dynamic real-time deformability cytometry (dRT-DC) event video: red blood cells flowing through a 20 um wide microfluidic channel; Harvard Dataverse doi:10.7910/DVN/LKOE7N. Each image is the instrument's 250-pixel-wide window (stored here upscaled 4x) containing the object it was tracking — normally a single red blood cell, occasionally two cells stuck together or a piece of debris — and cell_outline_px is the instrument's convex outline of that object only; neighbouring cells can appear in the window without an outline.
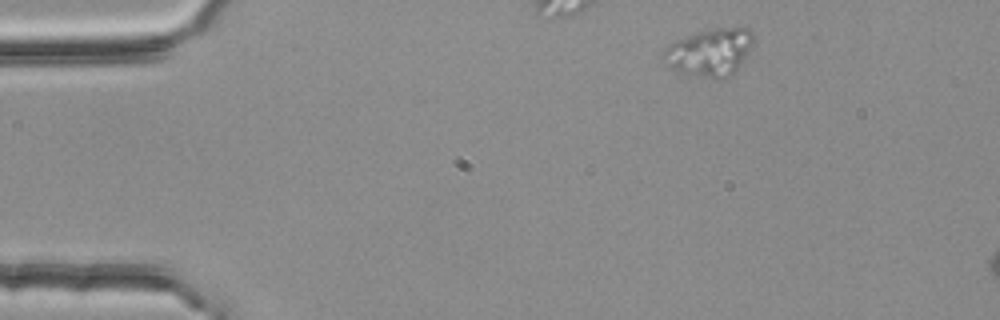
{"species": "common noctule bat (a hibernating species)", "species_latin": "Nyctalus noctula", "temperature_condition": "room temperature", "stored_images_in_passage": 4, "camera_frame_rate_fps": 3000, "um_per_image_px": 0.085, "animal": {"sex": "female", "body_mass_g": 25.1}, "frame": {"image": 1, "passage_image": 1, "time_ms": 0.0, "image_size_px": [1000, 320], "cell_outline_px": [[756, 36], [748, 52], [736, 72], [724, 80], [712, 80], [680, 72], [672, 68], [660, 56], [660, 52], [668, 44], [676, 40], [704, 28], [748, 28]], "centroid_in_image_um": [60.32, 4.45], "position_along_channel_um": 24.7, "area_um2": 25.61}}